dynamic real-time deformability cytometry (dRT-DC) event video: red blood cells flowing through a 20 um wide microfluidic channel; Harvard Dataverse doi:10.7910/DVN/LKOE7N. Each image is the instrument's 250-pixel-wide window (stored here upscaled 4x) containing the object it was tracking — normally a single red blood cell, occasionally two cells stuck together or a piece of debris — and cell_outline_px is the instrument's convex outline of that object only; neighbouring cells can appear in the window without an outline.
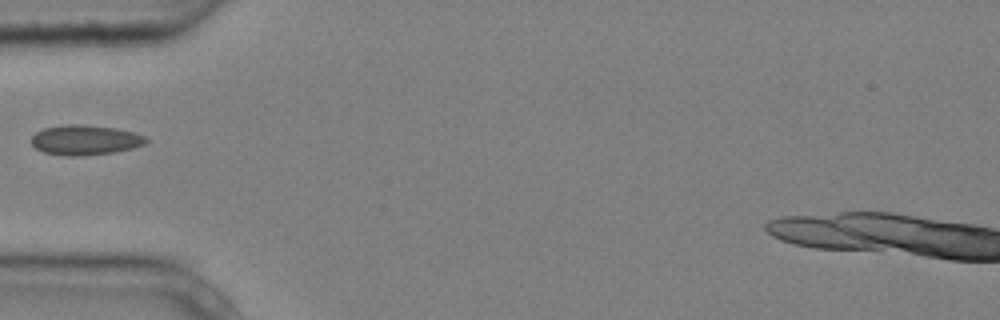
{"species": "common noctule bat (a hibernating species)", "species_latin": "Nyctalus noctula", "temperature_condition": "cold", "stored_images_in_passage": 1, "camera_frame_rate_fps": 3000, "um_per_image_px": 0.085, "animal": {"sex": "male", "body_mass_g": 20.4}, "frame": {"image": 1, "passage_image": 1, "time_ms": 0.0, "image_size_px": [1000, 320], "cell_outline_px": [[148, 140], [144, 144], [132, 148], [112, 152], [80, 156], [64, 156], [44, 152], [36, 148], [32, 144], [32, 136], [36, 132], [44, 128], [60, 124], [80, 124], [116, 128], [132, 132], [144, 136]], "centroid_in_image_um": [7.2, 11.89], "position_along_channel_um": 77.8, "area_um2": 19.94}}